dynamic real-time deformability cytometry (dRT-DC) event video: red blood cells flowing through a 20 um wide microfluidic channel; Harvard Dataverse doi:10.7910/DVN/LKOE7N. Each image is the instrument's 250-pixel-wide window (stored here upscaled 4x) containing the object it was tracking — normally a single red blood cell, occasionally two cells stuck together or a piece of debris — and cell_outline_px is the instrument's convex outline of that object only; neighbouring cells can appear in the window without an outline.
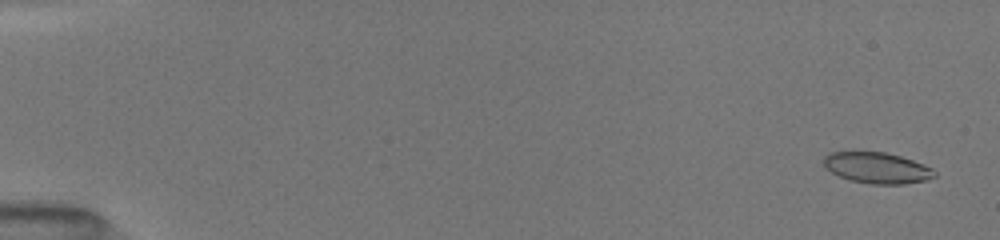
{"species": "common noctule bat (a hibernating species)", "species_latin": "Nyctalus noctula", "temperature_condition": "room temperature", "stored_images_in_passage": 9, "camera_frame_rate_fps": 3000, "um_per_image_px": 0.085, "animal": {"sex": "female", "body_mass_g": 19.5, "forearm_length_mm": 54.1}, "frame": {"image": 1, "passage_image": 2, "time_ms": 0.333, "image_size_px": [1000, 240], "cell_outline_px": [[936, 176], [924, 180], [904, 184], [868, 184], [852, 180], [840, 176], [824, 168], [824, 156], [828, 152], [884, 152], [900, 156], [924, 164], [932, 168], [936, 172]], "centroid_in_image_um": [74.54, 14.27], "position_along_channel_um": 10.5, "area_um2": 19.94}}
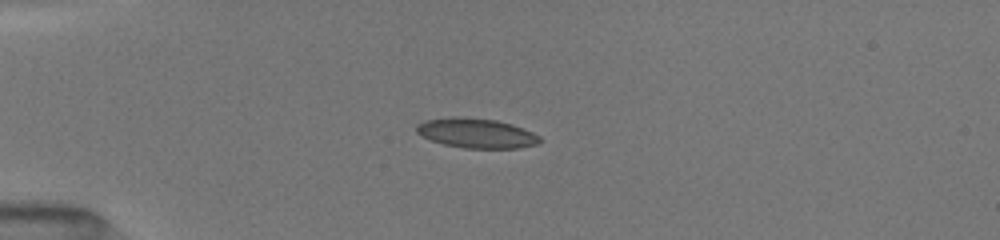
{"frame": {"image": 2, "passage_image": 7, "time_ms": 4.333, "image_size_px": [1000, 240], "cell_outline_px": [[540, 140], [536, 144], [520, 148], [464, 148], [444, 144], [432, 140], [416, 132], [416, 124], [424, 120], [452, 116], [496, 120], [512, 124], [532, 132], [540, 136]], "centroid_in_image_um": [40.48, 11.31], "position_along_channel_um": 44.5, "area_um2": 21.21}}
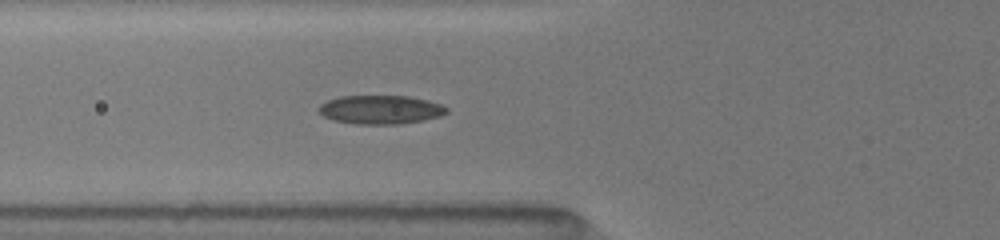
{"frame": {"image": 3, "passage_image": 9, "time_ms": 6.333, "image_size_px": [1000, 240], "cell_outline_px": [[448, 112], [440, 116], [400, 124], [356, 124], [332, 120], [324, 116], [320, 112], [320, 104], [328, 100], [340, 96], [408, 96], [428, 100], [440, 104], [448, 108]], "centroid_in_image_um": [32.35, 9.32], "position_along_channel_um": 93.5, "area_um2": 21.27}}